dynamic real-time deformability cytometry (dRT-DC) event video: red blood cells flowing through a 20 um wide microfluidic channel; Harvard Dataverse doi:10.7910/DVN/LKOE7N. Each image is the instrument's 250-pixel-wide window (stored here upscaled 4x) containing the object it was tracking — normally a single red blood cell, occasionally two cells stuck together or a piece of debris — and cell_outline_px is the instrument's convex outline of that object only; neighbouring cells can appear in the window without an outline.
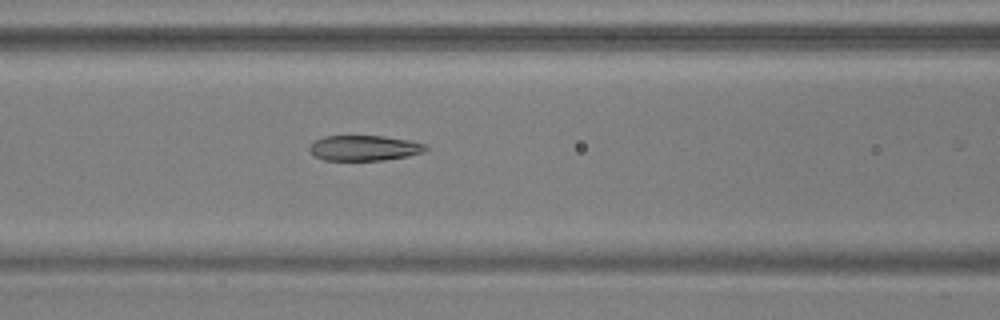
{"species": "common noctule bat (a hibernating species)", "species_latin": "Nyctalus noctula", "temperature_condition": "warm", "stored_images_in_passage": 24, "camera_frame_rate_fps": 3000, "um_per_image_px": 0.085, "animal": {"sex": "male", "body_mass_g": 17.9, "forearm_length_mm": 54.2}, "frame": {"image": 1, "passage_image": 23, "time_ms": 7.333, "image_size_px": [1000, 320], "cell_outline_px": [[428, 148], [424, 152], [408, 156], [384, 160], [324, 160], [316, 156], [308, 148], [316, 140], [324, 136], [384, 136], [408, 140], [424, 144]], "centroid_in_image_um": [30.98, 12.58], "position_along_channel_um": 135.6, "area_um2": 16.99}}